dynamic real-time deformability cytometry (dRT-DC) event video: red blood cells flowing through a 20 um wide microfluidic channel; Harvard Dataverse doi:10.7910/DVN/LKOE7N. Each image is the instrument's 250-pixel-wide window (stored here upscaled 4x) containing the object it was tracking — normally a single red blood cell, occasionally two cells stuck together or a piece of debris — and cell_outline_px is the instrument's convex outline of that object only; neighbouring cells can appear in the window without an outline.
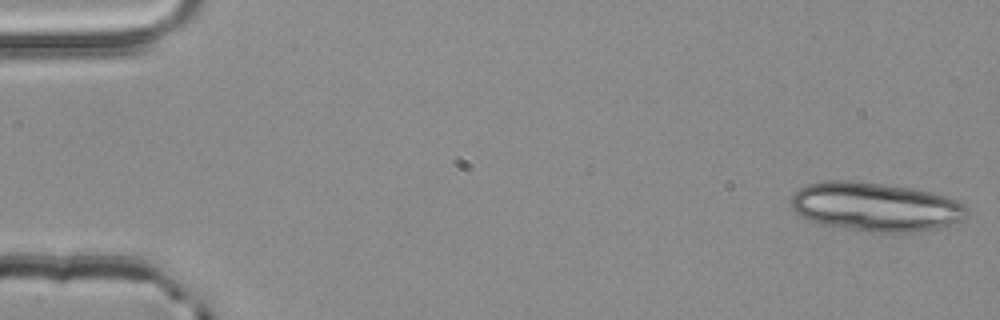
{"species": "common noctule bat (a hibernating species)", "species_latin": "Nyctalus noctula", "temperature_condition": "room temperature", "stored_images_in_passage": 5, "camera_frame_rate_fps": 3000, "um_per_image_px": 0.085, "animal": {"sex": "male", "body_mass_g": 20.4}, "frame": {"image": 1, "passage_image": 1, "time_ms": 0.0, "image_size_px": [1000, 320], "cell_outline_px": [[968, 212], [960, 220], [952, 224], [936, 228], [912, 232], [872, 232], [824, 224], [800, 216], [792, 208], [792, 196], [804, 184], [824, 180], [852, 180], [884, 184], [908, 188], [928, 192], [944, 196], [956, 200], [964, 204], [968, 208]], "centroid_in_image_um": [74.4, 17.56], "position_along_channel_um": 10.6, "area_um2": 49.65}}